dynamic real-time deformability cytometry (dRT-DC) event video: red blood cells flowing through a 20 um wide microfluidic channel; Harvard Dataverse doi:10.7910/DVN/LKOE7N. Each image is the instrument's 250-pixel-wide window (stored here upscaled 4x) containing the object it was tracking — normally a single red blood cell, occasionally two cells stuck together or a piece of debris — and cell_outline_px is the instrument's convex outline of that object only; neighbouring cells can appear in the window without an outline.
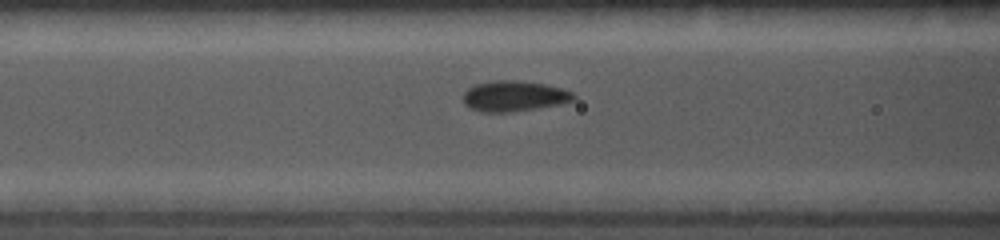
{"species": "common noctule bat (a hibernating species)", "species_latin": "Nyctalus noctula", "temperature_condition": "cold", "stored_images_in_passage": 7, "camera_frame_rate_fps": 5000, "um_per_image_px": 0.085, "animal": {"sex": "female", "body_mass_g": 19.0, "forearm_length_mm": 56.7}, "frame": {"image": 1, "passage_image": 6, "time_ms": 2.0, "image_size_px": [1000, 240], "cell_outline_px": [[576, 100], [560, 104], [512, 112], [480, 112], [468, 108], [464, 104], [464, 92], [468, 88], [476, 84], [492, 80], [516, 80], [544, 84], [560, 88], [572, 92], [576, 96]], "centroid_in_image_um": [43.68, 8.17], "position_along_channel_um": 122.9, "area_um2": 19.77}}